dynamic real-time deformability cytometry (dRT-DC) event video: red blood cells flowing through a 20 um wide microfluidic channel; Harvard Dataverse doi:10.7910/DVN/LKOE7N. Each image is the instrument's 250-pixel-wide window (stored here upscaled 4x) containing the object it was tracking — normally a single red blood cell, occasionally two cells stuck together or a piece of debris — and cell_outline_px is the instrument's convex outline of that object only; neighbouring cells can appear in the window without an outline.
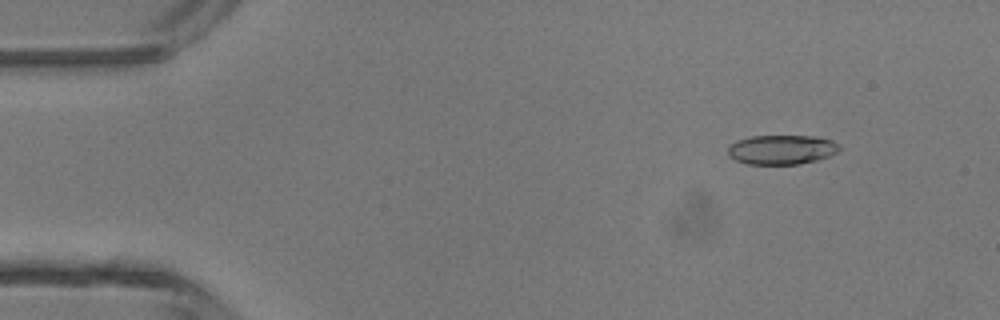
{"species": "common noctule bat (a hibernating species)", "species_latin": "Nyctalus noctula", "temperature_condition": "room temperature", "stored_images_in_passage": 41, "camera_frame_rate_fps": 3000, "um_per_image_px": 0.085, "animal": {"sex": "male", "body_mass_g": 13.3}, "frame": {"image": 1, "passage_image": 2, "time_ms": 0.333, "image_size_px": [1000, 320], "cell_outline_px": [[840, 148], [836, 152], [828, 156], [816, 160], [800, 164], [748, 164], [736, 160], [728, 156], [728, 148], [736, 140], [752, 136], [816, 136], [832, 140], [840, 144]], "centroid_in_image_um": [66.44, 12.71], "position_along_channel_um": 18.6, "area_um2": 19.13}}
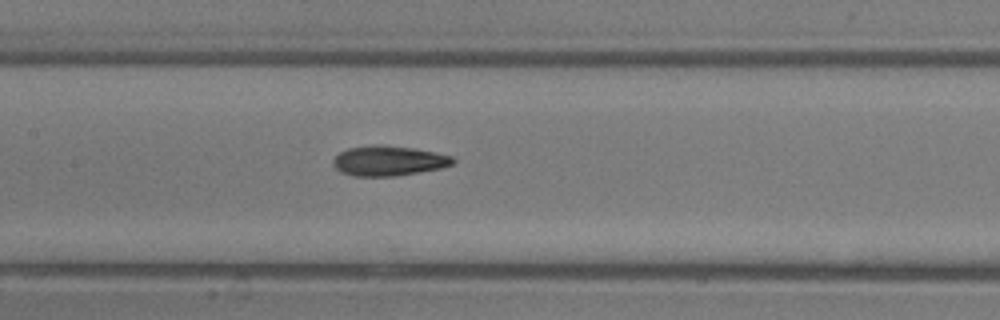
{"frame": {"image": 2, "passage_image": 19, "time_ms": 6.0, "image_size_px": [1000, 320], "cell_outline_px": [[456, 160], [452, 164], [440, 168], [420, 172], [396, 176], [352, 176], [340, 172], [332, 164], [332, 160], [340, 152], [348, 148], [372, 144], [384, 144], [416, 148], [436, 152], [452, 156]], "centroid_in_image_um": [33.02, 13.65], "position_along_channel_um": 174.4, "area_um2": 21.27}}
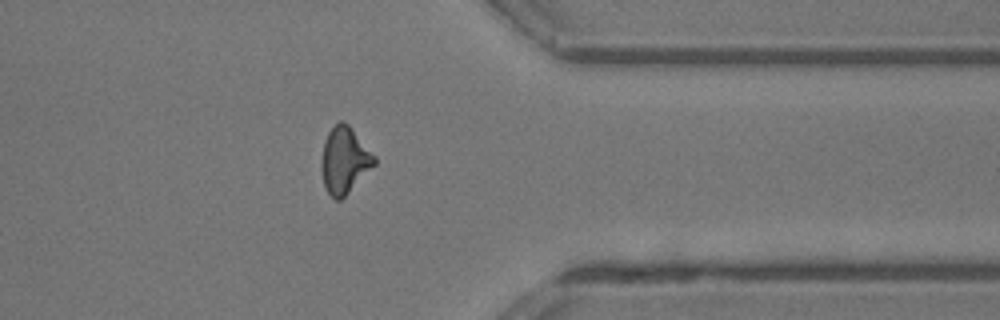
{"frame": {"image": 3, "passage_image": 34, "time_ms": 11.0, "image_size_px": [1000, 320], "cell_outline_px": [[376, 164], [340, 200], [336, 200], [328, 192], [324, 184], [324, 140], [328, 132], [340, 120], [344, 120], [348, 124], [376, 156]], "centroid_in_image_um": [29.34, 13.59], "position_along_channel_um": 382.1, "area_um2": 19.71}, "authors_computed_cell_mechanics": {"area_um2": 20.1722, "velocity_mm_per_s": 4.3875, "shape_relaxation_time_tau1_ms": 4.838, "shape_relaxation_time_tau2_ms": 2.6605, "deformation_change_tau1": 0.1512, "deformation_change_tau2": 0.1105}}